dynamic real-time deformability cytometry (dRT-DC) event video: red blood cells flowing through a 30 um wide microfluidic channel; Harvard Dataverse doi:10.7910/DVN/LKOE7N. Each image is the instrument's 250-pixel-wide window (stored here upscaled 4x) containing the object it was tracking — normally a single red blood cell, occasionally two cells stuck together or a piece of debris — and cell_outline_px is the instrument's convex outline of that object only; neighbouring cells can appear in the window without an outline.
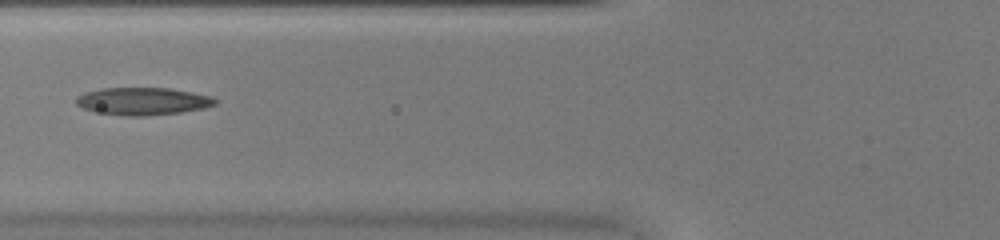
{"species": "common noctule bat (a hibernating species)", "species_latin": "Nyctalus noctula", "temperature_condition": "warm", "stored_images_in_passage": 14, "camera_frame_rate_fps": 3000, "um_per_image_px": 0.085, "animal": {"sex": "female", "body_mass_g": 20.0, "forearm_length_mm": 54.0}, "frame": {"image": 1, "passage_image": 5, "time_ms": 1.333, "image_size_px": [1000, 240], "cell_outline_px": [[220, 100], [216, 104], [204, 108], [180, 112], [144, 116], [128, 116], [92, 112], [76, 104], [76, 96], [84, 92], [100, 88], [168, 88], [192, 92], [212, 96]], "centroid_in_image_um": [12.13, 8.6], "position_along_channel_um": 113.7, "area_um2": 22.48}}
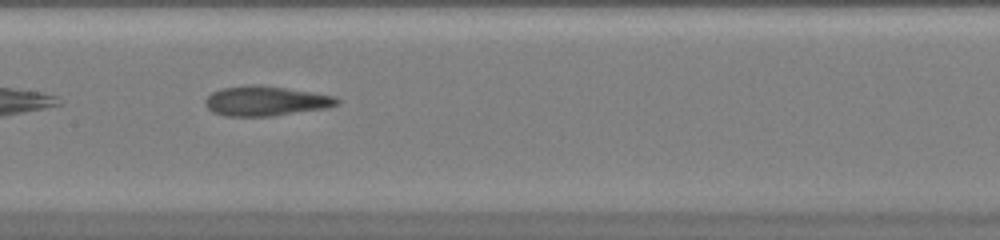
{"frame": {"image": 2, "passage_image": 10, "time_ms": 3.0, "image_size_px": [1000, 240], "cell_outline_px": [[340, 104], [328, 108], [272, 116], [228, 116], [212, 112], [204, 104], [204, 100], [212, 92], [224, 88], [252, 84], [284, 88], [312, 92], [336, 96], [340, 100]], "centroid_in_image_um": [22.62, 8.59], "position_along_channel_um": 184.8, "area_um2": 22.83}}